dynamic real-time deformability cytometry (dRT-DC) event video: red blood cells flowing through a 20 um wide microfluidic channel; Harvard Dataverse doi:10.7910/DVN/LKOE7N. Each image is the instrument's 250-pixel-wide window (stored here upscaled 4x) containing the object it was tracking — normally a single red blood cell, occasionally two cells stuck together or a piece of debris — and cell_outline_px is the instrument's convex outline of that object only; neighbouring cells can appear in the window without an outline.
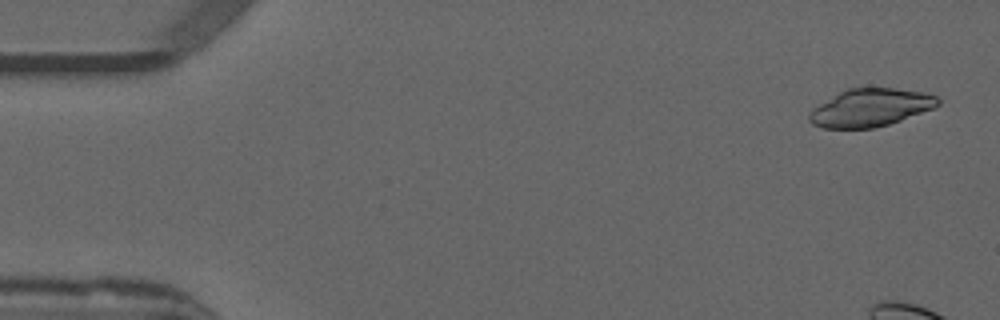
{"species": "common noctule bat (a hibernating species)", "species_latin": "Nyctalus noctula", "temperature_condition": "warm", "stored_images_in_passage": 8, "camera_frame_rate_fps": 3000, "um_per_image_px": 0.085, "animal": {"sex": "male", "forearm_length_mm": 52.5}, "frame": {"image": 1, "passage_image": 2, "time_ms": 0.333, "image_size_px": [1000, 320], "cell_outline_px": [[940, 104], [932, 108], [900, 120], [888, 124], [872, 128], [824, 128], [812, 124], [808, 120], [808, 112], [812, 108], [840, 92], [848, 88], [892, 88], [924, 92], [936, 96], [940, 100]], "centroid_in_image_um": [73.95, 9.15], "position_along_channel_um": 11.0, "area_um2": 28.09}}